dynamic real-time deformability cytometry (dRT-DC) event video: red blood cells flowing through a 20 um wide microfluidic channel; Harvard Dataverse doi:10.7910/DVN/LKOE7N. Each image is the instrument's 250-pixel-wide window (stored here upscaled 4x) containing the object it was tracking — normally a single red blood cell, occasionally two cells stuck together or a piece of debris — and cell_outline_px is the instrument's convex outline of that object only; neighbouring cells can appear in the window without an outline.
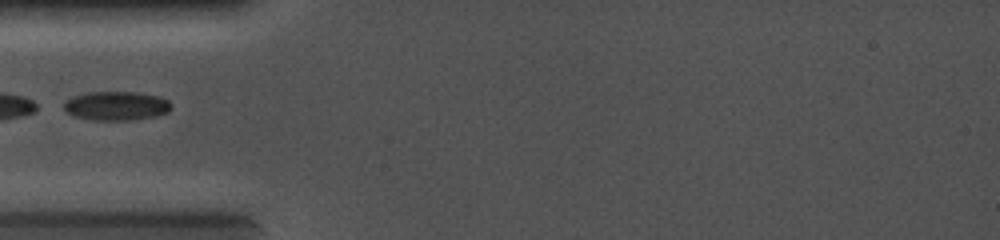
{"species": "common noctule bat (a hibernating species)", "species_latin": "Nyctalus noctula", "temperature_condition": "cold", "stored_images_in_passage": 23, "camera_frame_rate_fps": 5000, "um_per_image_px": 0.085, "animal": {"sex": "female", "body_mass_g": 19.0, "forearm_length_mm": 56.7}, "frame": {"image": 1, "passage_image": 1, "time_ms": 0.0, "image_size_px": [1000, 240], "cell_outline_px": [[172, 108], [168, 112], [156, 116], [128, 120], [92, 120], [72, 116], [64, 108], [64, 104], [72, 96], [88, 92], [136, 92], [160, 96], [168, 100], [172, 104]], "centroid_in_image_um": [9.91, 8.99], "position_along_channel_um": 75.1, "area_um2": 18.21}}